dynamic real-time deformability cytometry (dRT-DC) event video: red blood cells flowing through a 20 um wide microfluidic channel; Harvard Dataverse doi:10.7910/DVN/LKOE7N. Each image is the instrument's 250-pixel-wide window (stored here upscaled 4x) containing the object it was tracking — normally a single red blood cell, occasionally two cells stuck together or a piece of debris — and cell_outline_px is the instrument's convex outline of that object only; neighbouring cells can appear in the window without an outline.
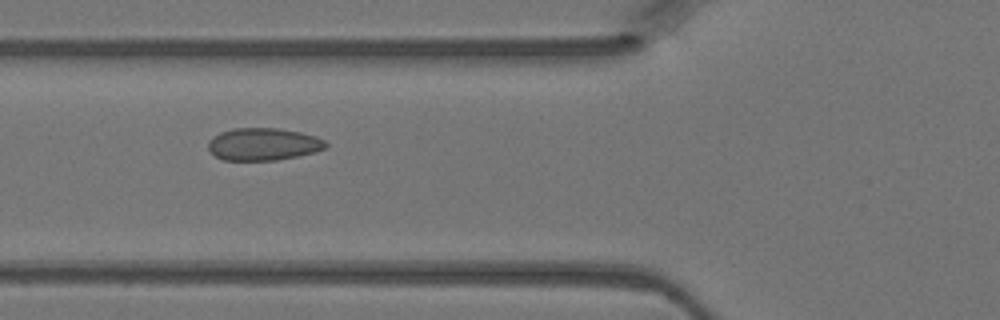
{"species": "Egyptian fruit bat (a non-hibernating species)", "species_latin": "Rousettus aegyptiacus", "temperature_condition": "warm", "stored_images_in_passage": 5, "camera_frame_rate_fps": 3000, "um_per_image_px": 0.085, "animal": {"sex": "female"}, "frame": {"image": 1, "passage_image": 5, "time_ms": 1.333, "image_size_px": [1000, 320], "cell_outline_px": [[328, 148], [316, 152], [276, 160], [224, 160], [216, 156], [208, 148], [208, 140], [220, 132], [232, 128], [276, 128], [300, 132], [316, 136], [324, 140], [328, 144]], "centroid_in_image_um": [22.4, 12.25], "position_along_channel_um": 103.4, "area_um2": 22.25}}